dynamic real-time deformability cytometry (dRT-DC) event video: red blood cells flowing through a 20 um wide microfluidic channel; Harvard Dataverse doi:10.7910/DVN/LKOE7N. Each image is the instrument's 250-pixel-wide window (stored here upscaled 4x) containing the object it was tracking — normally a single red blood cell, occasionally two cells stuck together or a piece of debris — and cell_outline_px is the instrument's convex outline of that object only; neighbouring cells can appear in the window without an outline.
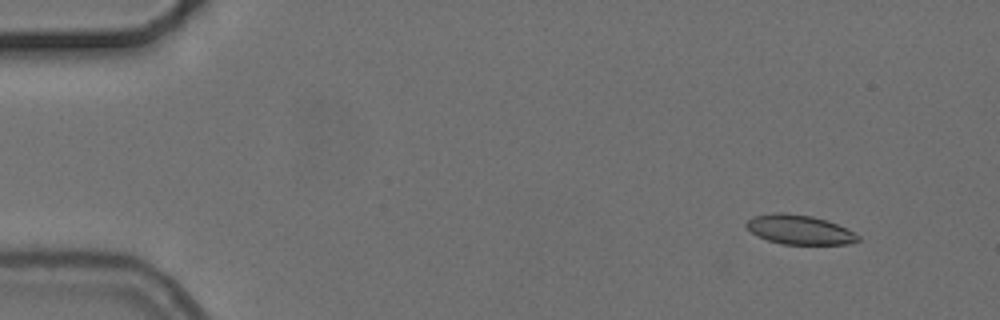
{"species": "common noctule bat (a hibernating species)", "species_latin": "Nyctalus noctula", "temperature_condition": "cold", "stored_images_in_passage": 5, "segment_of_instrument_passage": [1, 2], "camera_frame_rate_fps": 3000, "um_per_image_px": 0.085, "animal": {"sex": "female", "body_mass_g": 24.6, "forearm_length_mm": 56.2}, "frame": {"image": 1, "passage_image": 1, "time_ms": 0.0, "image_size_px": [1000, 320], "cell_outline_px": [[860, 240], [848, 244], [780, 244], [768, 240], [752, 232], [744, 224], [752, 216], [772, 212], [788, 212], [812, 216], [836, 224], [860, 236]], "centroid_in_image_um": [67.91, 19.51], "position_along_channel_um": 17.1, "area_um2": 19.02}}
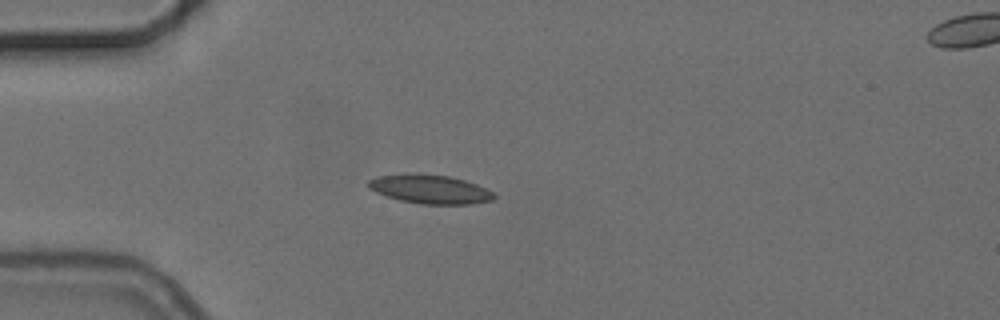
{"frame": {"image": 2, "passage_image": 4, "time_ms": 3.333, "image_size_px": [1000, 320], "cell_outline_px": [[496, 196], [492, 200], [472, 204], [420, 204], [400, 200], [376, 192], [368, 188], [368, 180], [376, 176], [408, 172], [412, 172], [448, 176], [464, 180], [476, 184], [492, 192]], "centroid_in_image_um": [36.5, 16.06], "position_along_channel_um": 48.5, "area_um2": 21.27}}